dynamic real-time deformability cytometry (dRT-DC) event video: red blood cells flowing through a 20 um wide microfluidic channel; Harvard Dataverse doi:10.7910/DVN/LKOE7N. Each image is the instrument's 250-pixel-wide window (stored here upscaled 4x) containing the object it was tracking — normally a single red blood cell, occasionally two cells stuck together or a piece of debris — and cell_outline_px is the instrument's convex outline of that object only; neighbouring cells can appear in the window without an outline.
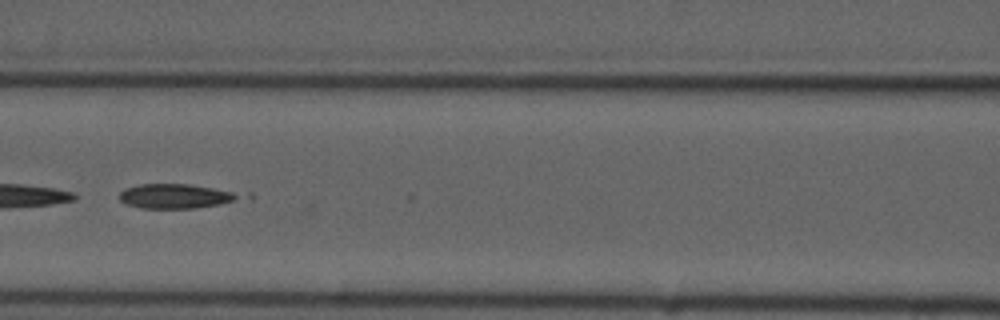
{"species": "common noctule bat (a hibernating species)", "species_latin": "Nyctalus noctula", "temperature_condition": "cold", "stored_images_in_passage": 9, "segment_of_instrument_passage": [1, 2], "camera_frame_rate_fps": 3000, "um_per_image_px": 0.085, "animal": {"sex": "male", "forearm_length_mm": 52.5}, "frame": {"image": 1, "passage_image": 7, "time_ms": 8.0, "image_size_px": [1000, 320], "cell_outline_px": [[252, 200], [196, 208], [140, 208], [124, 204], [120, 200], [120, 192], [124, 188], [140, 184], [188, 184], [252, 192]], "centroid_in_image_um": [15.3, 16.67], "position_along_channel_um": 151.3, "area_um2": 18.61}}